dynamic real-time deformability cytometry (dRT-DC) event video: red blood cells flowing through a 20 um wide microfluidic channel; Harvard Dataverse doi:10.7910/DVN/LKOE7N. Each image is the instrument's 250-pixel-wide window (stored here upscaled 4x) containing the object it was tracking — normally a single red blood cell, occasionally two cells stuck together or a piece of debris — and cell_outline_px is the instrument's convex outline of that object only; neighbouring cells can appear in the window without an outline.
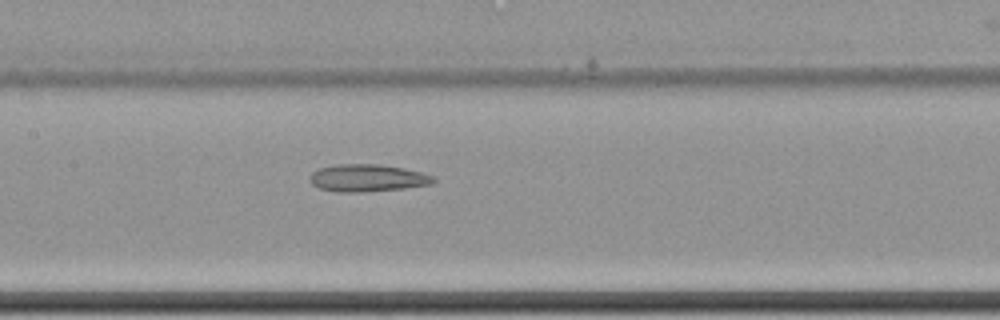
{"species": "common noctule bat (a hibernating species)", "species_latin": "Nyctalus noctula", "temperature_condition": "cold", "stored_images_in_passage": 8, "camera_frame_rate_fps": 3000, "um_per_image_px": 0.085, "animal": {"sex": "female", "body_mass_g": 22.7, "forearm_length_mm": 54.2}, "frame": {"image": 1, "passage_image": 8, "time_ms": 2.333, "image_size_px": [1000, 320], "cell_outline_px": [[436, 180], [432, 184], [404, 188], [364, 192], [340, 192], [320, 188], [312, 184], [308, 176], [312, 172], [320, 168], [336, 164], [380, 164], [404, 168], [420, 172], [432, 176]], "centroid_in_image_um": [31.22, 15.12], "position_along_channel_um": 176.2, "area_um2": 19.65}}